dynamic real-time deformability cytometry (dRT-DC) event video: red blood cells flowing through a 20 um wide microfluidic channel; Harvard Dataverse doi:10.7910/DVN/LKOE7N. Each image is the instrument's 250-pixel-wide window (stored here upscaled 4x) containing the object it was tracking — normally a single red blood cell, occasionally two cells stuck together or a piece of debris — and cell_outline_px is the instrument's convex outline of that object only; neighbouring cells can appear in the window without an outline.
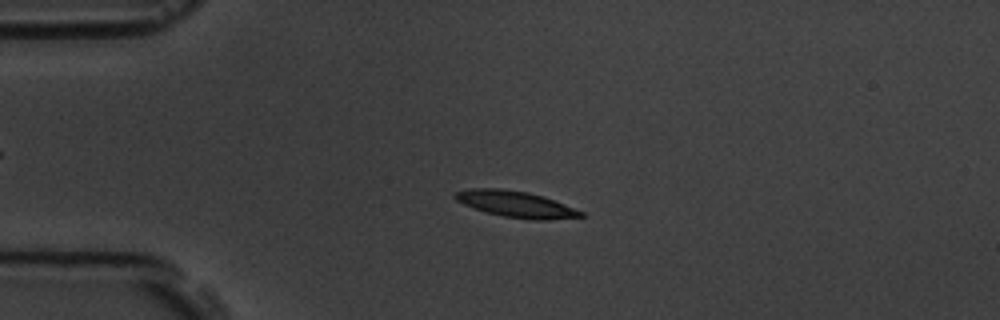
{"species": "common noctule bat (a hibernating species)", "species_latin": "Nyctalus noctula", "temperature_condition": "room temperature", "stored_images_in_passage": 3, "camera_frame_rate_fps": 3000, "um_per_image_px": 0.085, "animal": {"sex": "male", "body_mass_g": 19.5, "forearm_length_mm": 54.6}, "frame": {"image": 1, "passage_image": 3, "time_ms": 2.333, "image_size_px": [1000, 320], "cell_outline_px": [[584, 216], [548, 220], [532, 220], [504, 216], [484, 212], [464, 204], [456, 200], [452, 196], [456, 192], [468, 188], [500, 188], [528, 192], [544, 196], [584, 212]], "centroid_in_image_um": [43.83, 17.35], "position_along_channel_um": 41.2, "area_um2": 19.25}}